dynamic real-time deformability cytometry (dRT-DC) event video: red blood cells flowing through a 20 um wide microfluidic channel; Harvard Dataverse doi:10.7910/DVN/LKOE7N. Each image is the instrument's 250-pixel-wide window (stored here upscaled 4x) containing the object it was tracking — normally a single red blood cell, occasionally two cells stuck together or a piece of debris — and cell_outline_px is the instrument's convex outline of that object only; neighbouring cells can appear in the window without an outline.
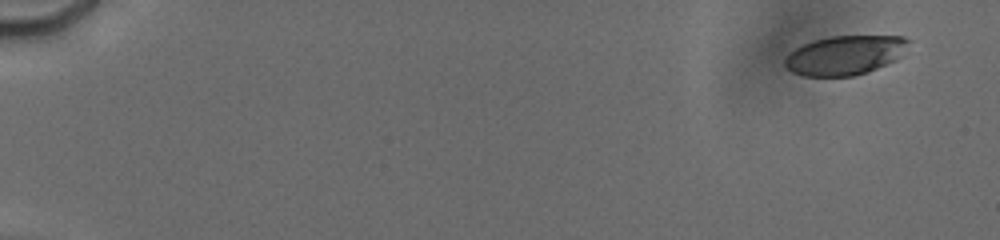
{"species": "human", "species_latin": "Homo sapiens", "temperature_condition": "cold", "stored_images_in_passage": 8, "camera_frame_rate_fps": 3000, "um_per_image_px": 0.085, "donor": {"sex": "male"}, "frame": {"image": 1, "passage_image": 2, "time_ms": 1.0, "image_size_px": [1000, 240], "cell_outline_px": [[912, 40], [900, 56], [896, 60], [876, 68], [852, 76], [804, 76], [792, 72], [784, 64], [784, 60], [788, 52], [812, 40], [832, 36], [904, 36]], "centroid_in_image_um": [71.81, 4.68], "position_along_channel_um": 13.2, "area_um2": 28.26}}